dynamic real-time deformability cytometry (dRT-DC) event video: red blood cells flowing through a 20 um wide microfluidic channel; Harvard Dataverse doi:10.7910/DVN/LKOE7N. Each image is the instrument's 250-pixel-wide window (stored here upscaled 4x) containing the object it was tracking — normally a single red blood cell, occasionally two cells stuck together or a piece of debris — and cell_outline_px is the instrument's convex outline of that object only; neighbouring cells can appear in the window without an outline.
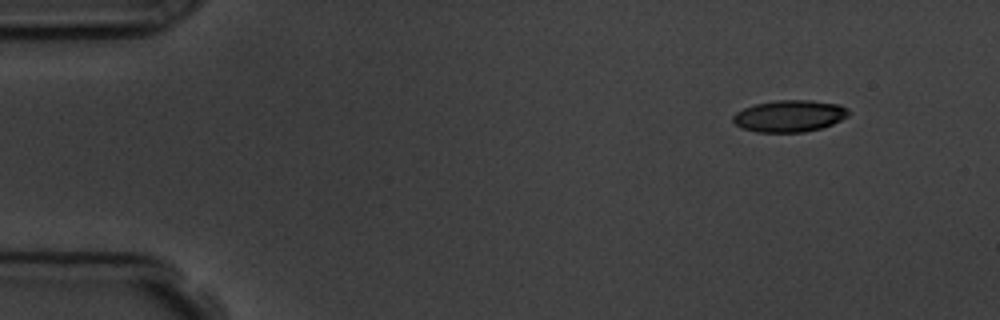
{"species": "common noctule bat (a hibernating species)", "species_latin": "Nyctalus noctula", "temperature_condition": "room temperature", "stored_images_in_passage": 6, "camera_frame_rate_fps": 3000, "um_per_image_px": 0.085, "animal": {"sex": "male", "body_mass_g": 19.5, "forearm_length_mm": 54.6}, "frame": {"image": 1, "passage_image": 1, "time_ms": 0.0, "image_size_px": [1000, 320], "cell_outline_px": [[848, 116], [832, 124], [820, 128], [804, 132], [756, 132], [744, 128], [736, 124], [732, 120], [732, 116], [736, 112], [744, 108], [756, 104], [776, 100], [812, 100], [840, 104], [848, 108]], "centroid_in_image_um": [67.11, 9.85], "position_along_channel_um": 17.9, "area_um2": 21.33}}
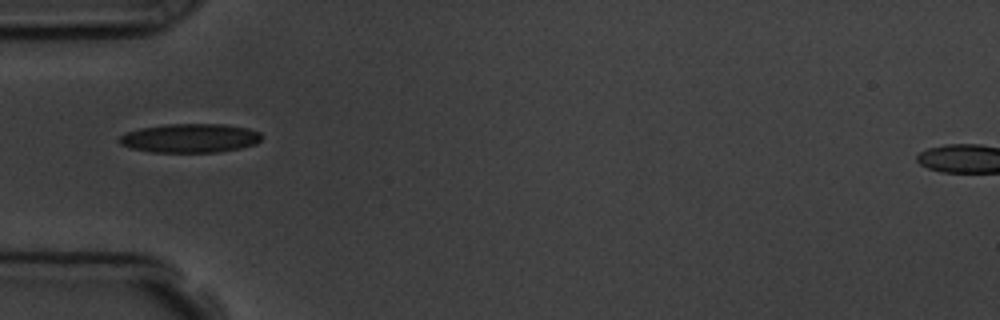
{"frame": {"image": 2, "passage_image": 4, "time_ms": 4.0, "image_size_px": [1000, 320], "cell_outline_px": [[260, 140], [256, 144], [240, 148], [216, 152], [148, 152], [132, 148], [120, 144], [116, 140], [120, 136], [128, 132], [140, 128], [164, 124], [224, 124], [248, 128], [260, 132]], "centroid_in_image_um": [16.13, 11.74], "position_along_channel_um": 68.9, "area_um2": 24.04}}